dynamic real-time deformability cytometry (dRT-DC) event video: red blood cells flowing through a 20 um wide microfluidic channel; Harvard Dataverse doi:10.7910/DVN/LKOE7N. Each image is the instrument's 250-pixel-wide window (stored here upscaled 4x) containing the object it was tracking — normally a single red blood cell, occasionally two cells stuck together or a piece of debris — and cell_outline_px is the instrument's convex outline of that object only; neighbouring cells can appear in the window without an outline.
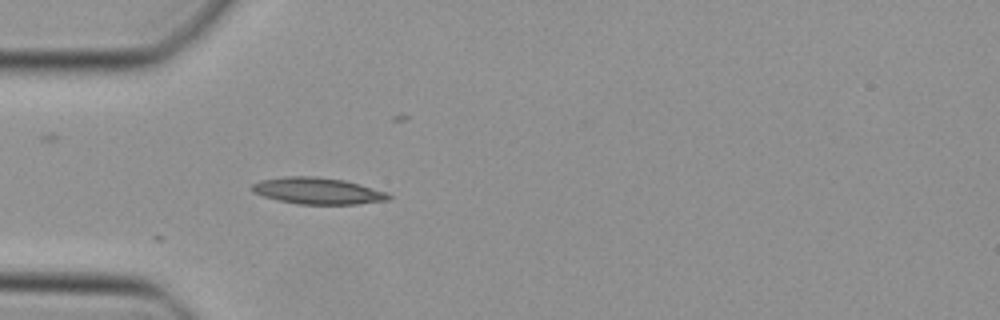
{"species": "Egyptian fruit bat (a non-hibernating species)", "species_latin": "Rousettus aegyptiacus", "temperature_condition": "cold", "stored_images_in_passage": 20, "camera_frame_rate_fps": 3000, "um_per_image_px": 0.085, "animal": {"sex": "female"}, "frame": {"image": 1, "passage_image": 1, "time_ms": 0.0, "image_size_px": [1000, 320], "cell_outline_px": [[392, 196], [388, 200], [356, 204], [300, 204], [280, 200], [264, 196], [252, 192], [252, 184], [260, 180], [284, 176], [316, 176], [344, 180], [388, 192]], "centroid_in_image_um": [27.01, 16.21], "position_along_channel_um": 58.0, "area_um2": 21.04}}
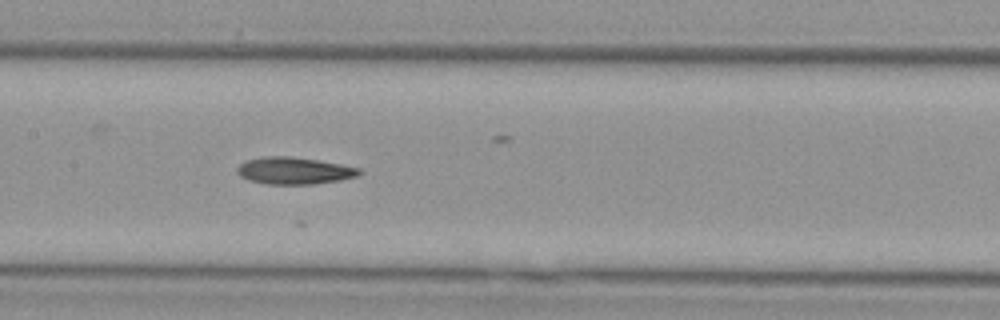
{"frame": {"image": 2, "passage_image": 10, "time_ms": 3.0, "image_size_px": [1000, 320], "cell_outline_px": [[364, 172], [356, 176], [340, 180], [312, 184], [268, 184], [248, 180], [240, 176], [236, 172], [236, 168], [240, 164], [248, 160], [260, 156], [292, 156], [340, 164], [360, 168]], "centroid_in_image_um": [24.99, 14.5], "position_along_channel_um": 182.4, "area_um2": 19.25}}
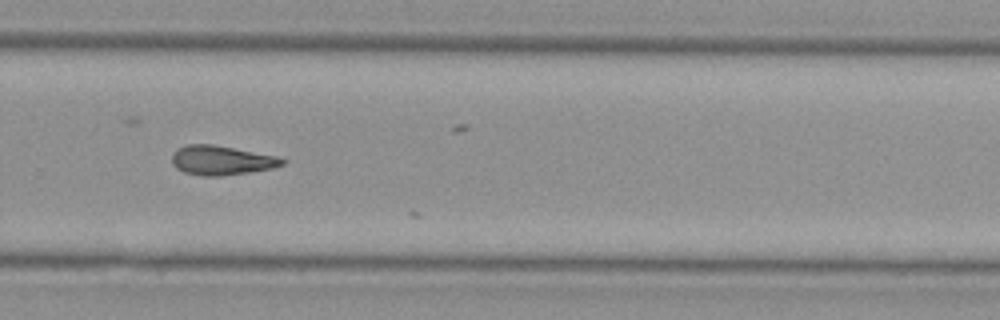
{"frame": {"image": 3, "passage_image": 19, "time_ms": 6.0, "image_size_px": [1000, 320], "cell_outline_px": [[288, 160], [284, 164], [272, 168], [248, 172], [220, 176], [204, 176], [184, 172], [176, 168], [172, 164], [172, 152], [176, 148], [188, 144], [212, 144], [280, 156]], "centroid_in_image_um": [18.83, 13.61], "position_along_channel_um": 311.0, "area_um2": 19.07}}